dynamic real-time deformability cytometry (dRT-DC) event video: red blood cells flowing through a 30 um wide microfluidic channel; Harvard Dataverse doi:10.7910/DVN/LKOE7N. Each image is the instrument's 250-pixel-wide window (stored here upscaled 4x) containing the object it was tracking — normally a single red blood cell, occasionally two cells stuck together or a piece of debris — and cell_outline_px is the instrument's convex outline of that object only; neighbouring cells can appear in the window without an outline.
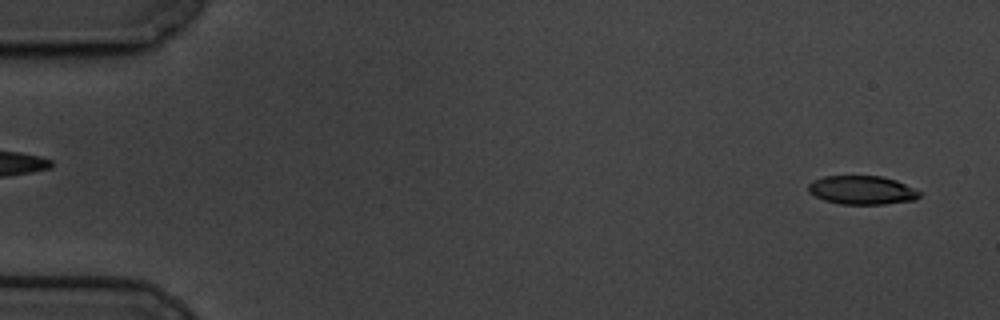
{"species": "common noctule bat (a hibernating species)", "species_latin": "Nyctalus noctula", "temperature_condition": "cold", "stored_images_in_passage": 6, "camera_frame_rate_fps": 3000, "um_per_image_px": 0.085, "animal": {"sex": "male", "body_mass_g": 19.5, "forearm_length_mm": 54.6}, "frame": {"image": 1, "passage_image": 3, "time_ms": 0.667, "image_size_px": [1000, 320], "cell_outline_px": [[920, 196], [916, 200], [884, 204], [840, 204], [824, 200], [808, 192], [808, 184], [812, 180], [824, 176], [880, 176], [896, 180], [920, 192]], "centroid_in_image_um": [73.24, 16.16], "position_along_channel_um": 11.8, "area_um2": 18.55}}